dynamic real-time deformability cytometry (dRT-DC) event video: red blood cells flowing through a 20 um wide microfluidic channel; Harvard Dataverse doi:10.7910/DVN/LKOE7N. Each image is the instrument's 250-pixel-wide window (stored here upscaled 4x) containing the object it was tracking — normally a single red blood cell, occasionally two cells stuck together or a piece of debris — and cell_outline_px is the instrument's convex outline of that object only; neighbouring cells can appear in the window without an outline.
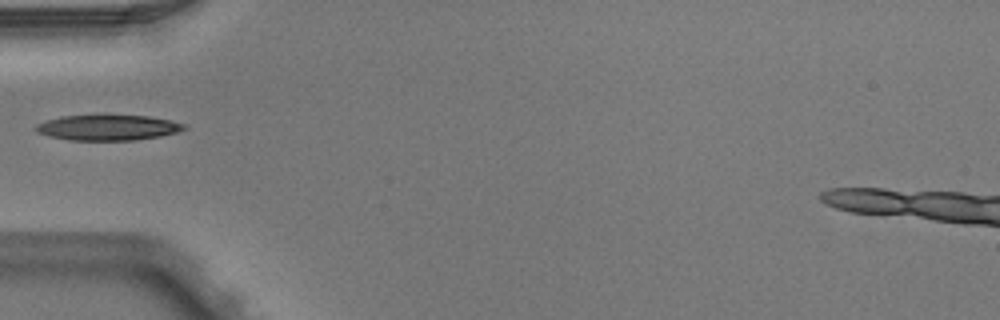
{"species": "Egyptian fruit bat (a non-hibernating species)", "species_latin": "Rousettus aegyptiacus", "temperature_condition": "warm", "stored_images_in_passage": 1, "camera_frame_rate_fps": 3000, "um_per_image_px": 0.085, "animal": {"sex": "male"}, "frame": {"image": 1, "passage_image": 1, "time_ms": 0.0, "image_size_px": [1000, 320], "cell_outline_px": [[188, 128], [176, 132], [160, 136], [136, 140], [68, 140], [48, 136], [36, 132], [36, 124], [44, 120], [60, 116], [148, 116], [172, 120], [184, 124]], "centroid_in_image_um": [9.15, 10.85], "position_along_channel_um": 75.9, "area_um2": 21.91}}